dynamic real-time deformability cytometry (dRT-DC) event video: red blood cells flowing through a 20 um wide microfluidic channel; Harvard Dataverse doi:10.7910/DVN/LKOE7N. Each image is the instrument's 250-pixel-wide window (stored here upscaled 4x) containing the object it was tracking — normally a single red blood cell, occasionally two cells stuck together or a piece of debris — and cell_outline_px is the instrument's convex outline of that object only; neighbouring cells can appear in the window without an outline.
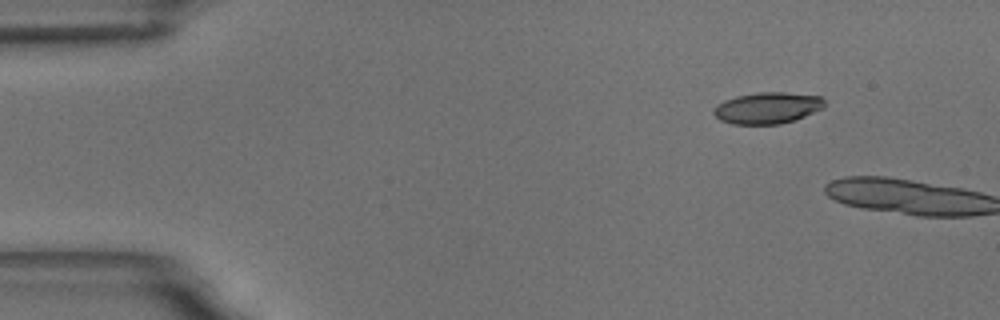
{"species": "common noctule bat (a hibernating species)", "species_latin": "Nyctalus noctula", "temperature_condition": "room temperature", "stored_images_in_passage": 2, "camera_frame_rate_fps": 3000, "um_per_image_px": 0.085, "animal": {"sex": "male", "body_mass_g": 18.8}, "frame": {"image": 1, "passage_image": 1, "time_ms": 0.0, "image_size_px": [1000, 320], "cell_outline_px": [[824, 108], [804, 116], [780, 124], [732, 124], [720, 120], [712, 112], [716, 104], [724, 100], [736, 96], [760, 92], [784, 92], [820, 96], [824, 100]], "centroid_in_image_um": [65.2, 9.17], "position_along_channel_um": 19.8, "area_um2": 20.23}}